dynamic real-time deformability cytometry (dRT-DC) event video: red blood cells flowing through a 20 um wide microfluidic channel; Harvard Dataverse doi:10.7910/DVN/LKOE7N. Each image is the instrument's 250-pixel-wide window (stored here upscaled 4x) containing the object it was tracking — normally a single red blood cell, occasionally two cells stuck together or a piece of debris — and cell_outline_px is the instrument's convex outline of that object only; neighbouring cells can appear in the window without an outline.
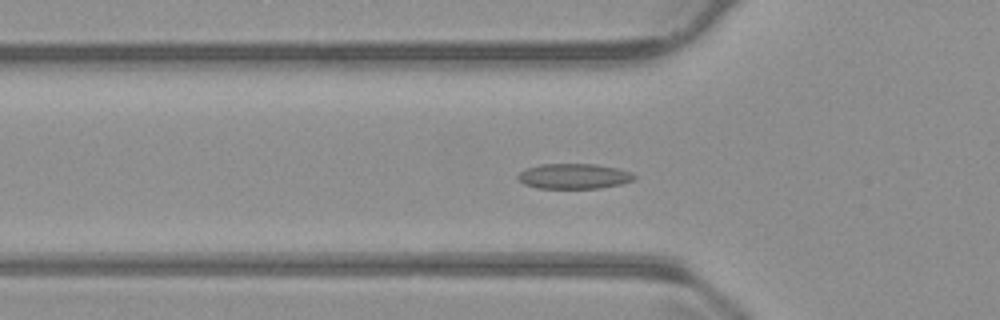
{"species": "common noctule bat (a hibernating species)", "species_latin": "Nyctalus noctula", "temperature_condition": "warm", "stored_images_in_passage": 54, "camera_frame_rate_fps": 3000, "um_per_image_px": 0.085, "animal": {"sex": "male", "body_mass_g": 23.1, "forearm_length_mm": 52.7}, "frame": {"image": 1, "passage_image": 18, "time_ms": 5.667, "image_size_px": [1000, 320], "cell_outline_px": [[636, 180], [620, 184], [600, 188], [536, 188], [524, 184], [516, 176], [524, 168], [540, 164], [596, 164], [620, 168], [632, 172], [636, 176]], "centroid_in_image_um": [48.81, 14.97], "position_along_channel_um": 77.0, "area_um2": 17.34}}
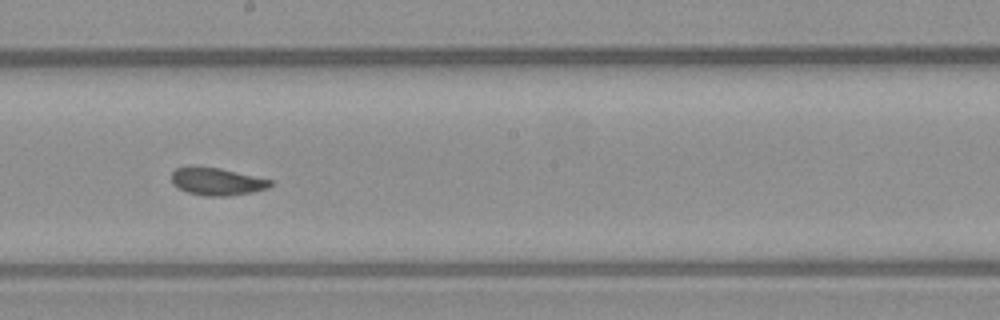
{"frame": {"image": 2, "passage_image": 30, "time_ms": 9.667, "image_size_px": [1000, 320], "cell_outline_px": [[272, 184], [268, 188], [252, 192], [228, 196], [204, 196], [188, 192], [172, 184], [172, 172], [176, 168], [220, 168], [272, 180]], "centroid_in_image_um": [18.47, 15.45], "position_along_channel_um": 229.7, "area_um2": 15.43}}
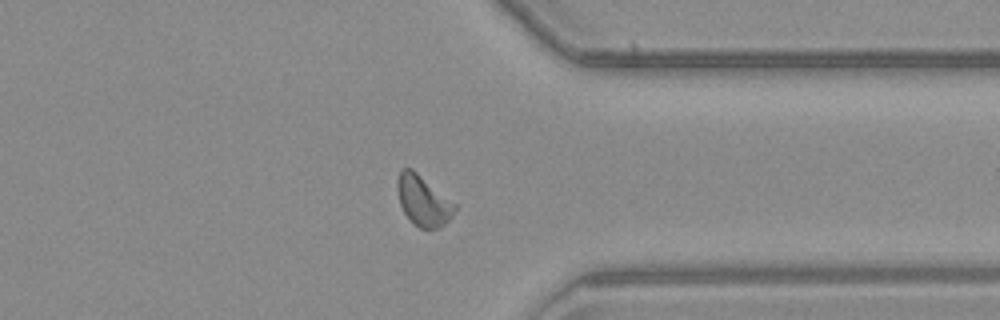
{"frame": {"image": 3, "passage_image": 42, "time_ms": 13.667, "image_size_px": [1000, 320], "cell_outline_px": [[456, 208], [452, 216], [444, 224], [436, 228], [420, 228], [412, 224], [404, 212], [400, 204], [396, 184], [400, 168], [412, 168], [456, 204]], "centroid_in_image_um": [35.94, 17.04], "position_along_channel_um": 375.5, "area_um2": 16.76}, "authors_computed_cell_mechanics": {"area_um2": 16.6175, "velocity_mm_per_s": 3.7892, "shape_relaxation_time_tau1_ms": 4.9579, "shape_relaxation_time_tau2_ms": 1.9637, "deformation_change_tau1": 0.1102, "deformation_change_tau2": 0.0707}}